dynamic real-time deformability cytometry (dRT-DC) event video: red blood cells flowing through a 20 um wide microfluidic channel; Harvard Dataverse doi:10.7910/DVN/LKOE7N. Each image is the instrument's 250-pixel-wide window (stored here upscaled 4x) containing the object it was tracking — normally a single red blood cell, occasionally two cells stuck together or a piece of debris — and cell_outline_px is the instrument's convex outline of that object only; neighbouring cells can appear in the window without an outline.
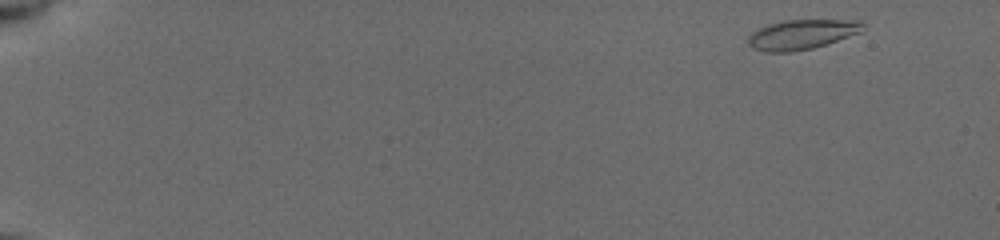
{"species": "common noctule bat (a hibernating species)", "species_latin": "Nyctalus noctula", "temperature_condition": "cold", "stored_images_in_passage": 17, "camera_frame_rate_fps": 3000, "um_per_image_px": 0.085, "animal": {"sex": "female", "body_mass_g": 19.5, "forearm_length_mm": 54.1}, "frame": {"image": 1, "passage_image": 1, "time_ms": 0.0, "image_size_px": [1000, 240], "cell_outline_px": [[864, 24], [860, 32], [828, 44], [812, 48], [792, 52], [764, 52], [752, 48], [748, 44], [748, 36], [752, 32], [768, 24], [784, 20], [860, 20]], "centroid_in_image_um": [68.13, 2.93], "position_along_channel_um": 16.9, "area_um2": 19.94}}
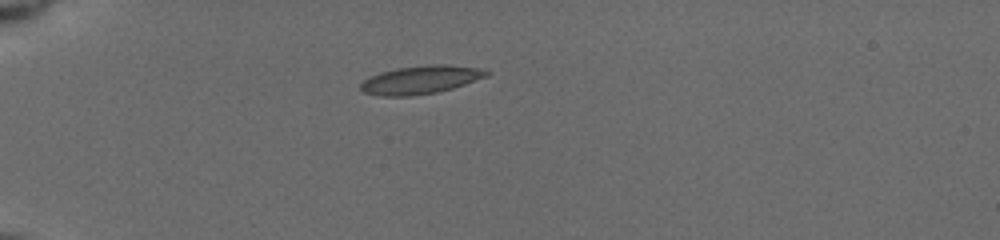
{"frame": {"image": 2, "passage_image": 11, "time_ms": 4.0, "image_size_px": [1000, 240], "cell_outline_px": [[492, 72], [488, 76], [452, 88], [436, 92], [412, 96], [380, 96], [364, 92], [360, 88], [360, 84], [364, 80], [380, 72], [396, 68], [428, 64], [448, 64], [480, 68]], "centroid_in_image_um": [35.78, 6.77], "position_along_channel_um": 49.2, "area_um2": 20.75}}
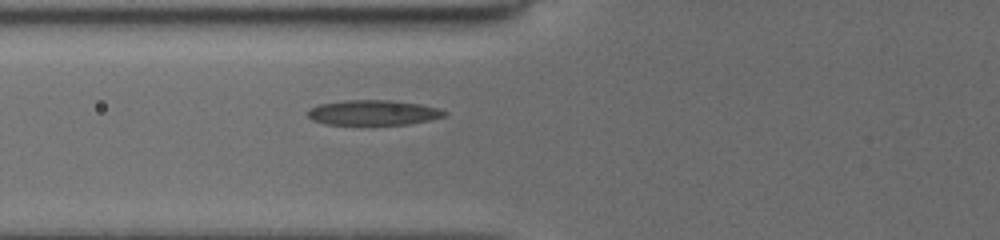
{"frame": {"image": 3, "passage_image": 17, "time_ms": 6.0, "image_size_px": [1000, 240], "cell_outline_px": [[448, 112], [444, 116], [428, 120], [408, 124], [324, 124], [312, 120], [308, 116], [308, 108], [320, 104], [344, 100], [392, 100], [420, 104], [440, 108]], "centroid_in_image_um": [31.72, 9.56], "position_along_channel_um": 94.1, "area_um2": 19.94}}